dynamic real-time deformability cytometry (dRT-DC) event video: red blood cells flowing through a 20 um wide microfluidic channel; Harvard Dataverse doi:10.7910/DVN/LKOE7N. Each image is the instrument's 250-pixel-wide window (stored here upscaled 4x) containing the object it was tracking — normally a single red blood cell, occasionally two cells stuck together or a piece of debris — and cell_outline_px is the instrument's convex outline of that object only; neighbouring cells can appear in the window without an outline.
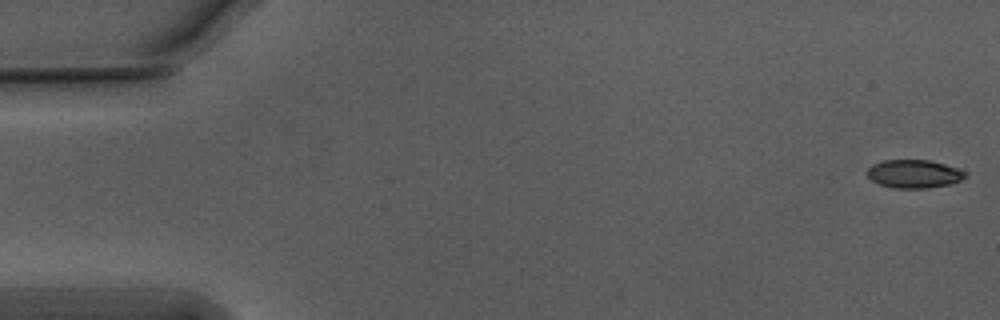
{"species": "Egyptian fruit bat (a non-hibernating species)", "species_latin": "Rousettus aegyptiacus", "temperature_condition": "warm", "stored_images_in_passage": 56, "camera_frame_rate_fps": 3000, "um_per_image_px": 0.085, "animal": {"sex": "male"}, "frame": {"image": 1, "passage_image": 1, "time_ms": 0.0, "image_size_px": [1000, 320], "cell_outline_px": [[968, 172], [960, 180], [952, 184], [928, 188], [892, 188], [880, 184], [872, 180], [868, 176], [868, 168], [872, 164], [884, 160], [928, 160], [944, 164]], "centroid_in_image_um": [77.69, 14.78], "position_along_channel_um": 7.3, "area_um2": 16.07}}
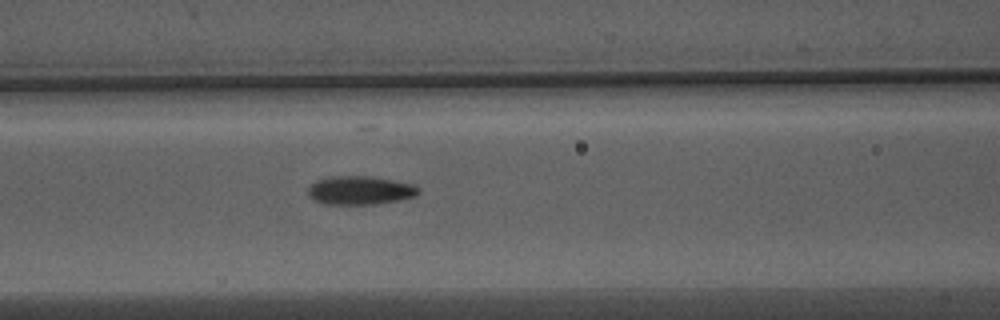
{"frame": {"image": 2, "passage_image": 23, "time_ms": 7.333, "image_size_px": [1000, 320], "cell_outline_px": [[420, 192], [416, 196], [396, 200], [372, 204], [324, 204], [308, 196], [308, 184], [316, 180], [328, 176], [368, 176], [416, 184], [420, 188]], "centroid_in_image_um": [30.58, 16.16], "position_along_channel_um": 136.0, "area_um2": 18.5}}
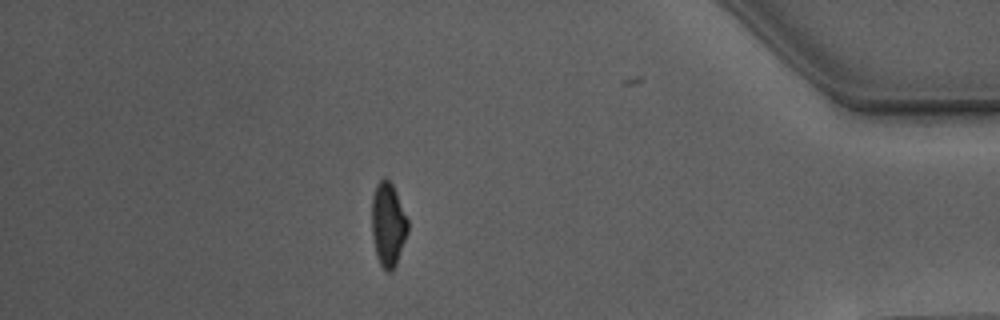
{"frame": {"image": 3, "passage_image": 48, "time_ms": 15.667, "image_size_px": [1000, 320], "cell_outline_px": [[408, 232], [396, 264], [392, 272], [388, 272], [380, 264], [376, 256], [372, 236], [372, 196], [376, 184], [380, 180], [388, 180], [392, 184], [396, 192], [408, 220]], "centroid_in_image_um": [32.98, 19.1], "position_along_channel_um": 402.2, "area_um2": 17.51}, "authors_computed_cell_mechanics": {"area_um2": 17.7446, "velocity_mm_per_s": 3.7537, "shape_relaxation_time_tau1_ms": 4.2244, "shape_relaxation_time_tau2_ms": 2.2135, "deformation_change_tau1": 0.1687, "deformation_change_tau2": 0.0975}}